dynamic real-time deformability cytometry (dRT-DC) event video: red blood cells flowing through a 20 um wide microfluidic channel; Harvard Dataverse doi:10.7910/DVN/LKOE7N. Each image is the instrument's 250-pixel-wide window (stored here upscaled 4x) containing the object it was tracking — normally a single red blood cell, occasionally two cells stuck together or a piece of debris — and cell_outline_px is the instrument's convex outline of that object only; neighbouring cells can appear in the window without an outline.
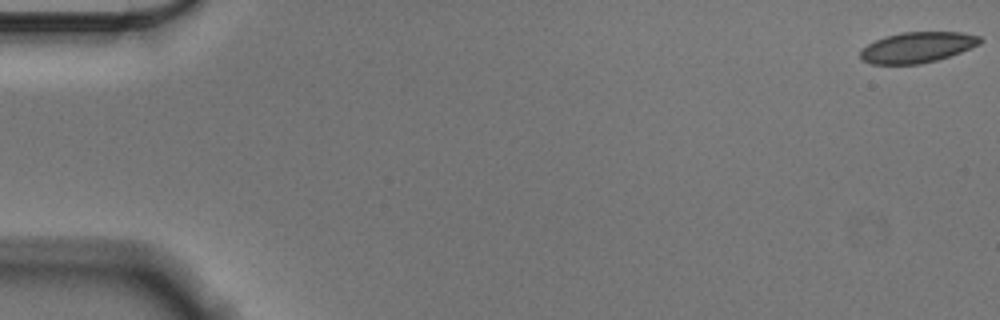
{"species": "Egyptian fruit bat (a non-hibernating species)", "species_latin": "Rousettus aegyptiacus", "temperature_condition": "cold", "stored_images_in_passage": 55, "camera_frame_rate_fps": 3000, "um_per_image_px": 0.085, "animal": {"sex": "male"}, "frame": {"image": 1, "passage_image": 1, "time_ms": 0.0, "image_size_px": [1000, 320], "cell_outline_px": [[984, 40], [980, 44], [960, 52], [936, 60], [920, 64], [872, 64], [860, 60], [860, 52], [868, 44], [876, 40], [888, 36], [904, 32], [960, 32], [980, 36]], "centroid_in_image_um": [77.98, 4.03], "position_along_channel_um": 7.0, "area_um2": 21.21}}
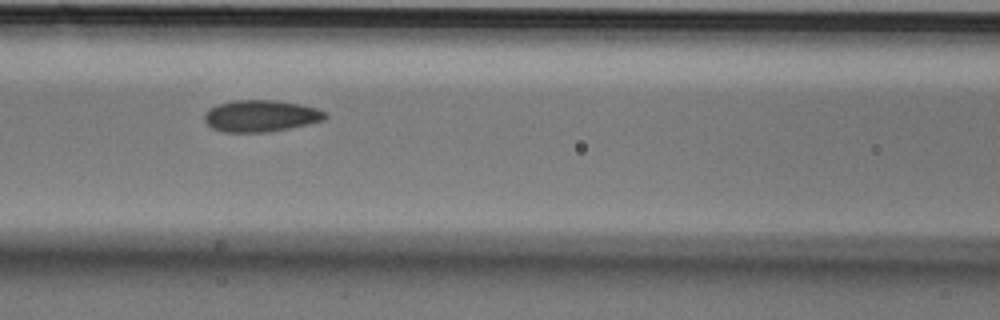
{"frame": {"image": 2, "passage_image": 25, "time_ms": 8.0, "image_size_px": [1000, 320], "cell_outline_px": [[328, 116], [324, 120], [308, 124], [288, 128], [264, 132], [224, 132], [212, 128], [204, 120], [204, 112], [208, 108], [216, 104], [232, 100], [276, 100], [300, 104], [316, 108], [324, 112]], "centroid_in_image_um": [22.12, 9.84], "position_along_channel_um": 144.5, "area_um2": 22.37}}
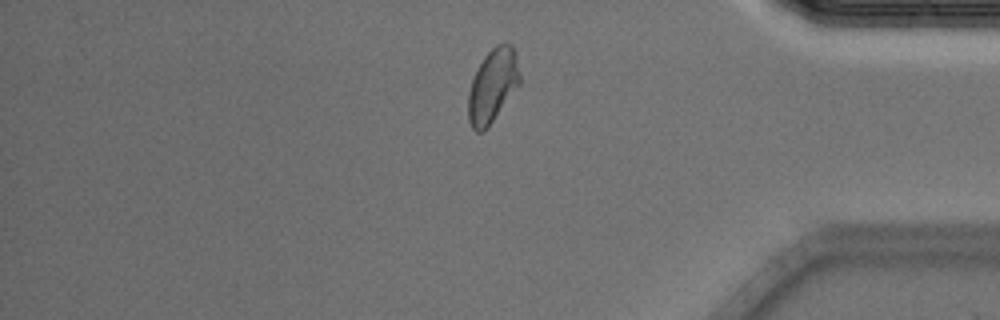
{"frame": {"image": 3, "passage_image": 48, "time_ms": 15.667, "image_size_px": [1000, 320], "cell_outline_px": [[520, 84], [488, 128], [484, 132], [476, 132], [472, 128], [468, 120], [468, 92], [472, 80], [484, 56], [496, 44], [512, 44], [516, 52], [520, 76]], "centroid_in_image_um": [41.88, 7.31], "position_along_channel_um": 393.3, "area_um2": 22.2}}